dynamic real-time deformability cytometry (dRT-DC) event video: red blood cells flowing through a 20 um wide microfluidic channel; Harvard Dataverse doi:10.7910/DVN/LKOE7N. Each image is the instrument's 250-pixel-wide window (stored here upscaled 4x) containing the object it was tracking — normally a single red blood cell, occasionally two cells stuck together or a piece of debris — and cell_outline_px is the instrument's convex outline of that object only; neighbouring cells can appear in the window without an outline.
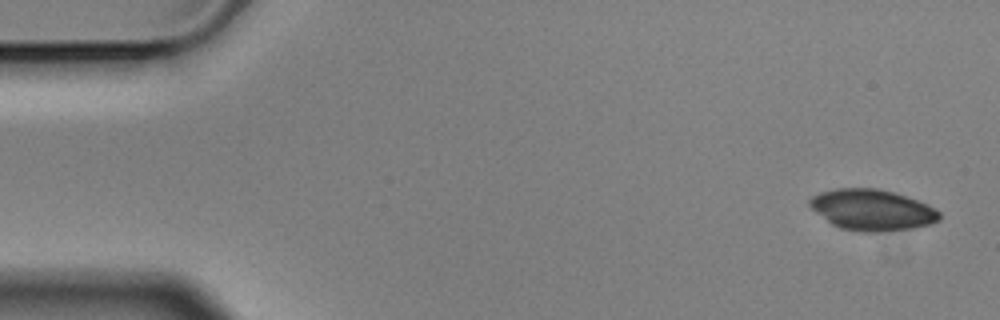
{"species": "Egyptian fruit bat (a non-hibernating species)", "species_latin": "Rousettus aegyptiacus", "temperature_condition": "cold", "stored_images_in_passage": 12, "camera_frame_rate_fps": 3000, "um_per_image_px": 0.085, "animal": {"sex": "male"}, "frame": {"image": 1, "passage_image": 1, "time_ms": 0.0, "image_size_px": [1000, 320], "cell_outline_px": [[940, 220], [932, 224], [912, 228], [876, 232], [864, 232], [840, 228], [832, 224], [816, 212], [808, 204], [808, 200], [812, 196], [820, 192], [836, 188], [876, 188], [892, 192], [928, 204], [940, 212]], "centroid_in_image_um": [74.12, 17.84], "position_along_channel_um": 10.9, "area_um2": 30.87}}
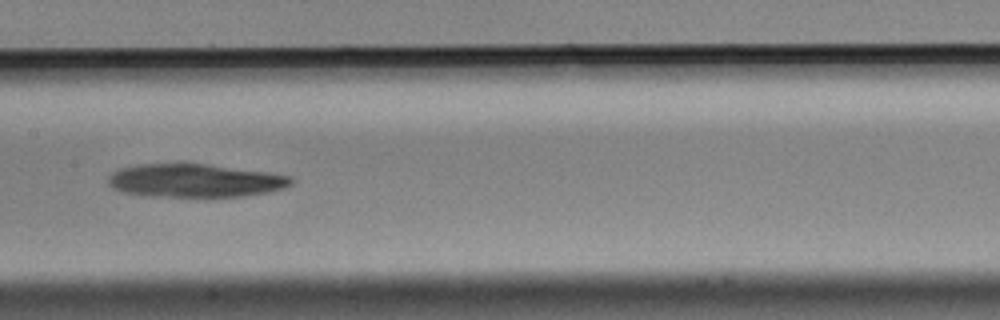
{"frame": {"image": 2, "passage_image": 7, "time_ms": 2.0, "image_size_px": [1000, 320], "cell_outline_px": [[296, 180], [292, 184], [284, 188], [268, 192], [244, 196], [148, 196], [124, 192], [112, 188], [108, 184], [108, 176], [112, 172], [120, 168], [140, 164], [176, 160], [208, 164], [268, 172], [292, 176]], "centroid_in_image_um": [16.55, 15.3], "position_along_channel_um": 190.9, "area_um2": 36.47}}
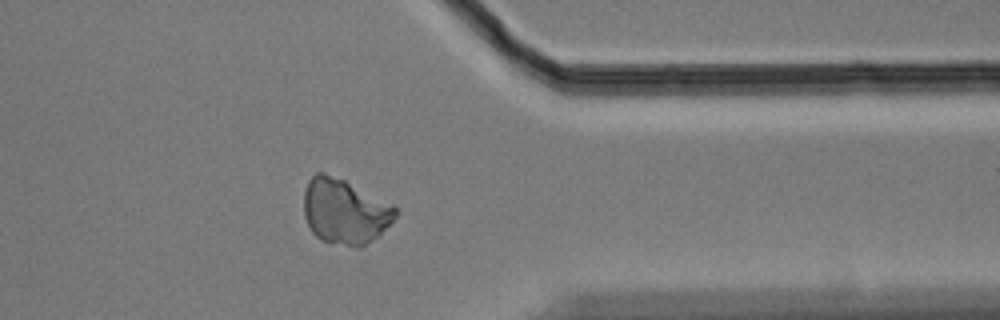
{"frame": {"image": 3, "passage_image": 12, "time_ms": 3.667, "image_size_px": [1000, 320], "cell_outline_px": [[396, 216], [380, 236], [360, 248], [356, 248], [328, 244], [320, 240], [312, 232], [304, 216], [304, 192], [308, 180], [316, 172], [324, 172], [344, 180], [392, 204], [396, 208]], "centroid_in_image_um": [29.29, 18.01], "position_along_channel_um": 382.1, "area_um2": 35.14}}